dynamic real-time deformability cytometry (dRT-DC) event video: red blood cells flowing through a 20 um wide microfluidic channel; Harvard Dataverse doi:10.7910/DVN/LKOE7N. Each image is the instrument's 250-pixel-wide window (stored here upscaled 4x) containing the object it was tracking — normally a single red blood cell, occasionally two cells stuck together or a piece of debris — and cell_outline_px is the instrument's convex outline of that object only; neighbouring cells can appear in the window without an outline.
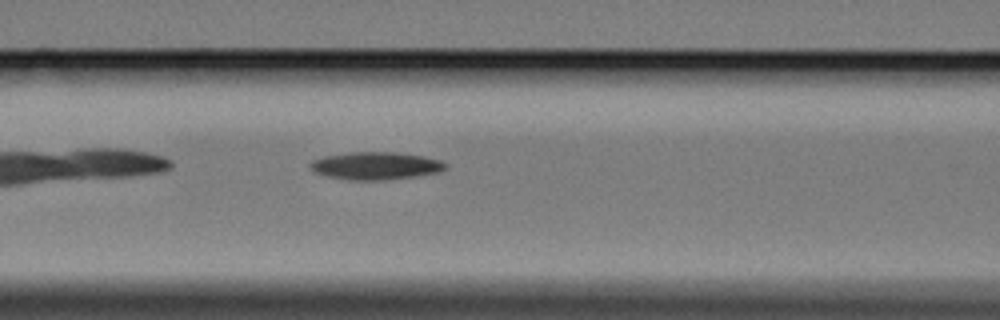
{"species": "Egyptian fruit bat (a non-hibernating species)", "species_latin": "Rousettus aegyptiacus", "temperature_condition": "cold", "stored_images_in_passage": 6, "segment_of_instrument_passage": [2, 2], "camera_frame_rate_fps": 3000, "um_per_image_px": 0.085, "animal": {"sex": "female"}, "frame": {"image": 1, "passage_image": 6, "time_ms": 7.0, "image_size_px": [1000, 320], "cell_outline_px": [[448, 168], [440, 172], [416, 176], [384, 180], [348, 180], [324, 176], [312, 172], [308, 164], [312, 160], [324, 156], [352, 152], [396, 152], [424, 156], [440, 160], [448, 164]], "centroid_in_image_um": [31.92, 14.1], "position_along_channel_um": 134.7, "area_um2": 22.14}}